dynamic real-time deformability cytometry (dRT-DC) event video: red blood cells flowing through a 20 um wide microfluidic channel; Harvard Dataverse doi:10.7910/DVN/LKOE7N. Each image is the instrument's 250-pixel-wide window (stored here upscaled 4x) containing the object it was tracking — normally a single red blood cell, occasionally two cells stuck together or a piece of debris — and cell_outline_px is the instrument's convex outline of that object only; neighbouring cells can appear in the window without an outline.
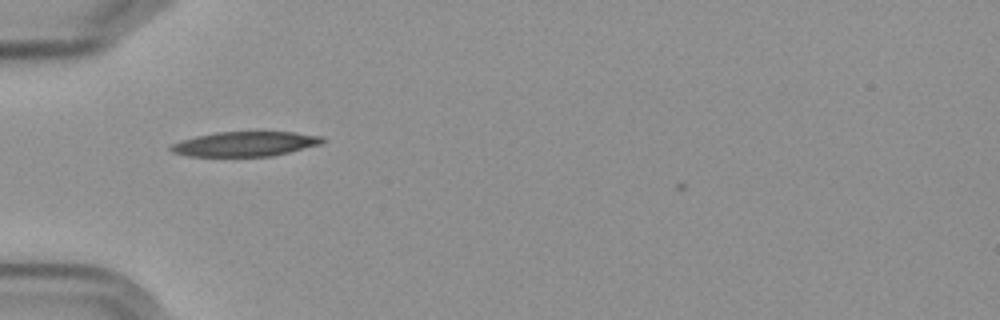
{"species": "Egyptian fruit bat (a non-hibernating species)", "species_latin": "Rousettus aegyptiacus", "temperature_condition": "cold", "stored_images_in_passage": 34, "camera_frame_rate_fps": 3000, "um_per_image_px": 0.085, "frame": {"image": 1, "passage_image": 2, "time_ms": 0.333, "image_size_px": [1000, 320], "cell_outline_px": [[324, 140], [320, 144], [272, 156], [188, 156], [172, 152], [168, 148], [172, 144], [180, 140], [196, 136], [216, 132], [296, 132], [324, 136]], "centroid_in_image_um": [20.81, 12.23], "position_along_channel_um": 64.2, "area_um2": 21.79}}
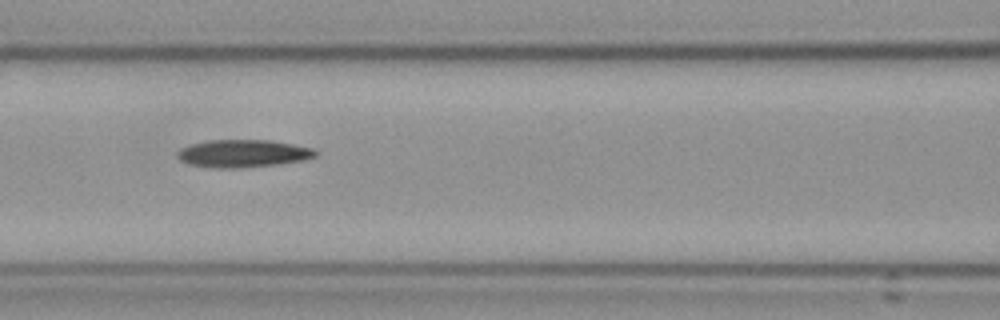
{"frame": {"image": 2, "passage_image": 9, "time_ms": 2.667, "image_size_px": [1000, 320], "cell_outline_px": [[316, 156], [300, 160], [276, 164], [240, 168], [216, 168], [192, 164], [180, 160], [176, 156], [176, 152], [180, 148], [188, 144], [208, 140], [272, 140], [312, 148], [316, 152]], "centroid_in_image_um": [20.59, 13.03], "position_along_channel_um": 146.0, "area_um2": 22.08}}
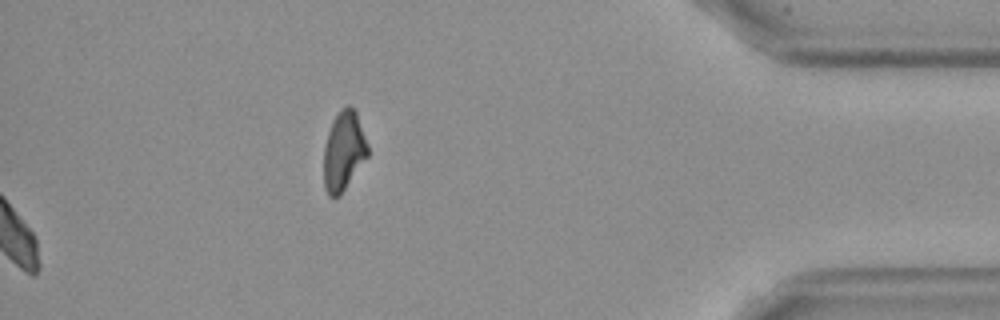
{"frame": {"image": 3, "passage_image": 34, "time_ms": 11.0, "image_size_px": [1000, 320], "cell_outline_px": [[368, 156], [340, 196], [328, 196], [324, 188], [324, 144], [332, 120], [340, 108], [348, 104], [356, 108], [368, 144]], "centroid_in_image_um": [29.22, 12.79], "position_along_channel_um": 406.0, "area_um2": 20.75}, "authors_computed_cell_mechanics": {"area_um2": 21.5594, "velocity_mm_per_s": 3.5986, "shape_relaxation_time_tau1_ms": 4.8825, "shape_relaxation_time_tau2_ms": null, "deformation_change_tau1": 0.147, "deformation_change_tau2": null}}